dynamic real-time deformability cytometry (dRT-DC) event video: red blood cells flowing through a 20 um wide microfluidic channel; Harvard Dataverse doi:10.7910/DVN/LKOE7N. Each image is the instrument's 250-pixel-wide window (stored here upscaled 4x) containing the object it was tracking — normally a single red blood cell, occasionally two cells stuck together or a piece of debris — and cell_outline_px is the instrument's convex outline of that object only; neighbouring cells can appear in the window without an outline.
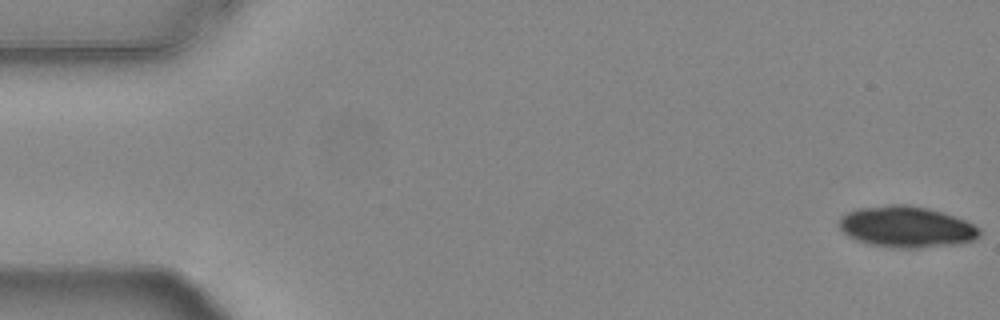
{"species": "common noctule bat (a hibernating species)", "species_latin": "Nyctalus noctula", "temperature_condition": "warm", "stored_images_in_passage": 21, "camera_frame_rate_fps": 3000, "um_per_image_px": 0.085, "animal": {"sex": "female", "body_mass_g": 24.6, "forearm_length_mm": 56.2}, "frame": {"image": 1, "passage_image": 1, "time_ms": 0.0, "image_size_px": [1000, 320], "cell_outline_px": [[980, 236], [972, 240], [956, 244], [920, 248], [888, 248], [868, 244], [856, 240], [848, 236], [840, 228], [840, 216], [856, 208], [888, 204], [908, 204], [928, 208], [964, 220], [980, 228]], "centroid_in_image_um": [77.01, 19.29], "position_along_channel_um": 8.0, "area_um2": 33.81}}